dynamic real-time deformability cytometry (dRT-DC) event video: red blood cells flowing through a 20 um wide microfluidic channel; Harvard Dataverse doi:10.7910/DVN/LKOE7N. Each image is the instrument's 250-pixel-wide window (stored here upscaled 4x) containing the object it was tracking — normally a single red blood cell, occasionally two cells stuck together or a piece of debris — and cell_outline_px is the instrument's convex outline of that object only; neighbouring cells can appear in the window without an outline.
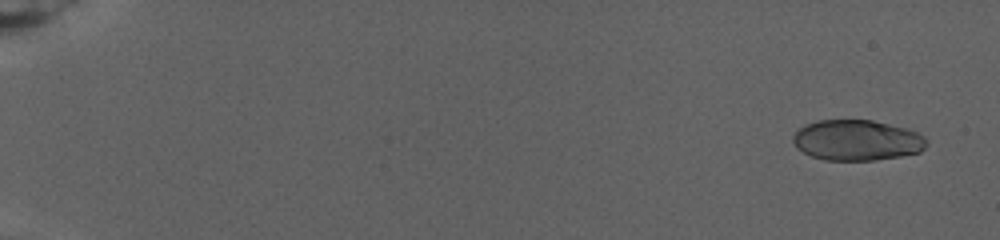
{"species": "human", "species_latin": "Homo sapiens", "temperature_condition": "warm", "stored_images_in_passage": 82, "camera_frame_rate_fps": 3000, "um_per_image_px": 0.085, "donor": {"sex": "female"}, "frame": {"image": 1, "passage_image": 5, "time_ms": 1.333, "image_size_px": [1000, 240], "cell_outline_px": [[928, 144], [920, 152], [900, 156], [876, 160], [824, 160], [812, 156], [796, 148], [792, 140], [792, 136], [804, 124], [816, 120], [872, 120], [904, 128], [916, 132], [924, 136], [928, 140]], "centroid_in_image_um": [72.82, 11.92], "position_along_channel_um": 12.2, "area_um2": 31.67}}
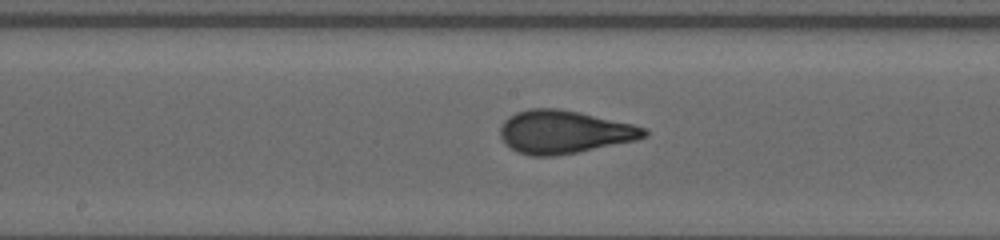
{"frame": {"image": 2, "passage_image": 47, "time_ms": 15.333, "image_size_px": [1000, 240], "cell_outline_px": [[648, 136], [636, 140], [556, 156], [532, 156], [516, 152], [504, 144], [500, 136], [500, 128], [504, 120], [508, 116], [516, 112], [528, 108], [560, 108], [580, 112], [632, 124], [648, 128]], "centroid_in_image_um": [47.92, 11.21], "position_along_channel_um": 200.3, "area_um2": 36.36}}
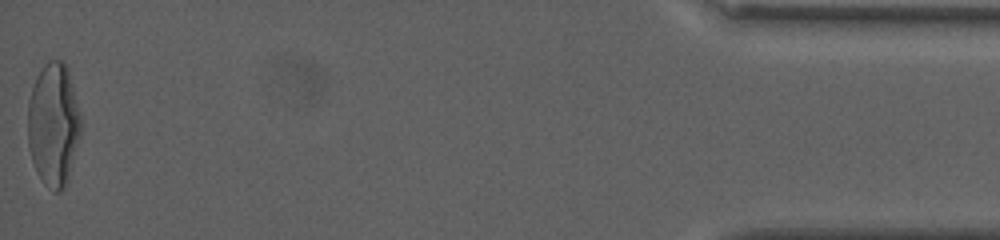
{"frame": {"image": 3, "passage_image": 82, "time_ms": 27.0, "image_size_px": [1000, 240], "cell_outline_px": [[84, 120], [80, 136], [68, 176], [64, 188], [60, 192], [52, 192], [44, 184], [36, 172], [28, 148], [28, 100], [36, 76], [44, 64], [48, 60], [60, 60], [68, 68]], "centroid_in_image_um": [4.56, 10.57], "position_along_channel_um": 430.6, "area_um2": 38.78}, "authors_computed_cell_mechanics": {"area_um2": 34.3043, "velocity_mm_per_s": 2.6703, "shape_relaxation_time_tau1_ms": 9.037, "shape_relaxation_time_tau2_ms": null, "deformation_change_tau1": 0.2798, "deformation_change_tau2": null}}